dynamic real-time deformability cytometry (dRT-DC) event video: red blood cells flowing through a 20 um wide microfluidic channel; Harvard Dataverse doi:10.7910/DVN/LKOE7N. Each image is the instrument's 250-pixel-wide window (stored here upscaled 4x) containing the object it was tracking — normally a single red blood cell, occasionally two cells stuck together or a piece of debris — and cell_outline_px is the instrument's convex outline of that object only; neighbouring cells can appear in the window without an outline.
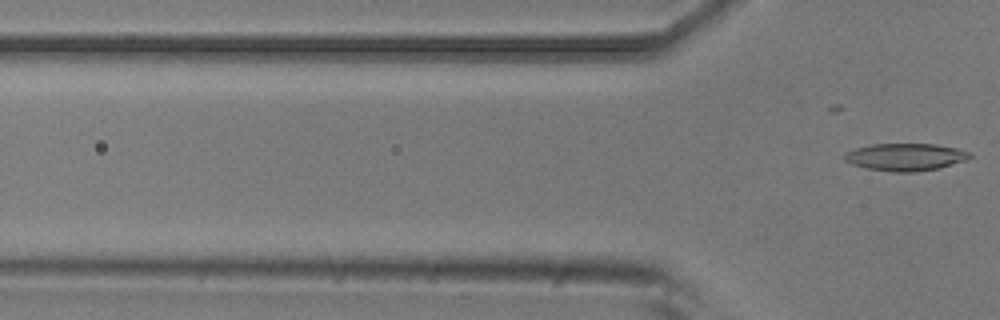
{"species": "common noctule bat (a hibernating species)", "species_latin": "Nyctalus noctula", "temperature_condition": "room temperature", "stored_images_in_passage": 5, "camera_frame_rate_fps": 3000, "um_per_image_px": 0.085, "animal": {"sex": "male", "body_mass_g": 20.5, "forearm_length_mm": 52.5}, "frame": {"image": 1, "passage_image": 5, "time_ms": 1.333, "image_size_px": [1000, 320], "cell_outline_px": [[972, 156], [968, 160], [940, 168], [912, 172], [892, 172], [868, 168], [852, 164], [844, 160], [844, 152], [856, 148], [872, 144], [936, 144], [956, 148], [972, 152]], "centroid_in_image_um": [77.0, 13.34], "position_along_channel_um": 48.8, "area_um2": 20.11}}